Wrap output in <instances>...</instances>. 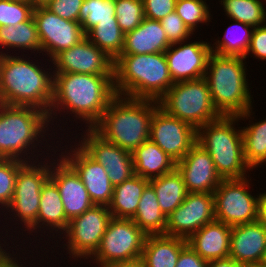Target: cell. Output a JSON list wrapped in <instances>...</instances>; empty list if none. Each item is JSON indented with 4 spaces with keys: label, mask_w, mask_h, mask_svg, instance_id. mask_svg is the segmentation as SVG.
Here are the masks:
<instances>
[{
    "label": "cell",
    "mask_w": 266,
    "mask_h": 267,
    "mask_svg": "<svg viewBox=\"0 0 266 267\" xmlns=\"http://www.w3.org/2000/svg\"><path fill=\"white\" fill-rule=\"evenodd\" d=\"M86 129L78 144L104 167L113 186L121 184L135 175L131 152L104 140L92 128Z\"/></svg>",
    "instance_id": "obj_16"
},
{
    "label": "cell",
    "mask_w": 266,
    "mask_h": 267,
    "mask_svg": "<svg viewBox=\"0 0 266 267\" xmlns=\"http://www.w3.org/2000/svg\"><path fill=\"white\" fill-rule=\"evenodd\" d=\"M115 17V0H84L78 22L86 34L99 22L112 21Z\"/></svg>",
    "instance_id": "obj_36"
},
{
    "label": "cell",
    "mask_w": 266,
    "mask_h": 267,
    "mask_svg": "<svg viewBox=\"0 0 266 267\" xmlns=\"http://www.w3.org/2000/svg\"><path fill=\"white\" fill-rule=\"evenodd\" d=\"M207 267H247V266L240 264L236 262L234 259H231L229 257L225 259L209 261Z\"/></svg>",
    "instance_id": "obj_48"
},
{
    "label": "cell",
    "mask_w": 266,
    "mask_h": 267,
    "mask_svg": "<svg viewBox=\"0 0 266 267\" xmlns=\"http://www.w3.org/2000/svg\"><path fill=\"white\" fill-rule=\"evenodd\" d=\"M3 52L0 51V103L34 107L48 114L54 73L44 70L38 62H31L30 57L27 60L24 54L21 57Z\"/></svg>",
    "instance_id": "obj_2"
},
{
    "label": "cell",
    "mask_w": 266,
    "mask_h": 267,
    "mask_svg": "<svg viewBox=\"0 0 266 267\" xmlns=\"http://www.w3.org/2000/svg\"><path fill=\"white\" fill-rule=\"evenodd\" d=\"M160 23L170 44L189 40L191 34H194L175 11L161 19Z\"/></svg>",
    "instance_id": "obj_41"
},
{
    "label": "cell",
    "mask_w": 266,
    "mask_h": 267,
    "mask_svg": "<svg viewBox=\"0 0 266 267\" xmlns=\"http://www.w3.org/2000/svg\"><path fill=\"white\" fill-rule=\"evenodd\" d=\"M188 192L214 193L223 180L210 154L198 143L176 163Z\"/></svg>",
    "instance_id": "obj_21"
},
{
    "label": "cell",
    "mask_w": 266,
    "mask_h": 267,
    "mask_svg": "<svg viewBox=\"0 0 266 267\" xmlns=\"http://www.w3.org/2000/svg\"><path fill=\"white\" fill-rule=\"evenodd\" d=\"M84 0H49L44 6L61 18L78 22Z\"/></svg>",
    "instance_id": "obj_42"
},
{
    "label": "cell",
    "mask_w": 266,
    "mask_h": 267,
    "mask_svg": "<svg viewBox=\"0 0 266 267\" xmlns=\"http://www.w3.org/2000/svg\"><path fill=\"white\" fill-rule=\"evenodd\" d=\"M209 9L205 0H177L175 5V12L192 33L195 32L199 23L207 24L211 21Z\"/></svg>",
    "instance_id": "obj_37"
},
{
    "label": "cell",
    "mask_w": 266,
    "mask_h": 267,
    "mask_svg": "<svg viewBox=\"0 0 266 267\" xmlns=\"http://www.w3.org/2000/svg\"><path fill=\"white\" fill-rule=\"evenodd\" d=\"M168 115L199 127L222 116L215 108L206 79L175 82L158 101Z\"/></svg>",
    "instance_id": "obj_8"
},
{
    "label": "cell",
    "mask_w": 266,
    "mask_h": 267,
    "mask_svg": "<svg viewBox=\"0 0 266 267\" xmlns=\"http://www.w3.org/2000/svg\"><path fill=\"white\" fill-rule=\"evenodd\" d=\"M254 55L255 58L266 60V24L253 28L250 46L247 55Z\"/></svg>",
    "instance_id": "obj_44"
},
{
    "label": "cell",
    "mask_w": 266,
    "mask_h": 267,
    "mask_svg": "<svg viewBox=\"0 0 266 267\" xmlns=\"http://www.w3.org/2000/svg\"><path fill=\"white\" fill-rule=\"evenodd\" d=\"M0 46L8 49L33 50V53H42L40 40L38 37L36 23L33 16L25 21L17 23L15 26L0 27ZM40 51V52H39Z\"/></svg>",
    "instance_id": "obj_31"
},
{
    "label": "cell",
    "mask_w": 266,
    "mask_h": 267,
    "mask_svg": "<svg viewBox=\"0 0 266 267\" xmlns=\"http://www.w3.org/2000/svg\"><path fill=\"white\" fill-rule=\"evenodd\" d=\"M6 250L9 249L6 248L0 253V267H25L23 264H21L22 262H18V258L15 257V254L13 255L10 253V251Z\"/></svg>",
    "instance_id": "obj_46"
},
{
    "label": "cell",
    "mask_w": 266,
    "mask_h": 267,
    "mask_svg": "<svg viewBox=\"0 0 266 267\" xmlns=\"http://www.w3.org/2000/svg\"><path fill=\"white\" fill-rule=\"evenodd\" d=\"M266 249V228L258 221L232 226L229 257L247 267L259 266Z\"/></svg>",
    "instance_id": "obj_22"
},
{
    "label": "cell",
    "mask_w": 266,
    "mask_h": 267,
    "mask_svg": "<svg viewBox=\"0 0 266 267\" xmlns=\"http://www.w3.org/2000/svg\"><path fill=\"white\" fill-rule=\"evenodd\" d=\"M232 227L214 220L193 233L187 244L204 260L229 258Z\"/></svg>",
    "instance_id": "obj_23"
},
{
    "label": "cell",
    "mask_w": 266,
    "mask_h": 267,
    "mask_svg": "<svg viewBox=\"0 0 266 267\" xmlns=\"http://www.w3.org/2000/svg\"><path fill=\"white\" fill-rule=\"evenodd\" d=\"M164 53L174 83L196 80L205 76L211 44L203 40L189 43L183 41L171 44Z\"/></svg>",
    "instance_id": "obj_19"
},
{
    "label": "cell",
    "mask_w": 266,
    "mask_h": 267,
    "mask_svg": "<svg viewBox=\"0 0 266 267\" xmlns=\"http://www.w3.org/2000/svg\"><path fill=\"white\" fill-rule=\"evenodd\" d=\"M112 218L108 206L94 205L81 215L74 217L62 233L67 240L64 248L71 258L89 259L98 249L107 225ZM78 258V259H77Z\"/></svg>",
    "instance_id": "obj_11"
},
{
    "label": "cell",
    "mask_w": 266,
    "mask_h": 267,
    "mask_svg": "<svg viewBox=\"0 0 266 267\" xmlns=\"http://www.w3.org/2000/svg\"><path fill=\"white\" fill-rule=\"evenodd\" d=\"M143 261L141 258L131 261L112 262L100 267H143Z\"/></svg>",
    "instance_id": "obj_49"
},
{
    "label": "cell",
    "mask_w": 266,
    "mask_h": 267,
    "mask_svg": "<svg viewBox=\"0 0 266 267\" xmlns=\"http://www.w3.org/2000/svg\"><path fill=\"white\" fill-rule=\"evenodd\" d=\"M239 116H220L197 129V143L211 156L222 179H242L251 170L245 162ZM248 170V171H247Z\"/></svg>",
    "instance_id": "obj_7"
},
{
    "label": "cell",
    "mask_w": 266,
    "mask_h": 267,
    "mask_svg": "<svg viewBox=\"0 0 266 267\" xmlns=\"http://www.w3.org/2000/svg\"><path fill=\"white\" fill-rule=\"evenodd\" d=\"M230 20H236L253 28L266 24V8L262 0H220Z\"/></svg>",
    "instance_id": "obj_35"
},
{
    "label": "cell",
    "mask_w": 266,
    "mask_h": 267,
    "mask_svg": "<svg viewBox=\"0 0 266 267\" xmlns=\"http://www.w3.org/2000/svg\"><path fill=\"white\" fill-rule=\"evenodd\" d=\"M146 234L132 219L112 217L96 252L90 257L99 267L142 257Z\"/></svg>",
    "instance_id": "obj_10"
},
{
    "label": "cell",
    "mask_w": 266,
    "mask_h": 267,
    "mask_svg": "<svg viewBox=\"0 0 266 267\" xmlns=\"http://www.w3.org/2000/svg\"><path fill=\"white\" fill-rule=\"evenodd\" d=\"M244 59L211 52L204 76L216 110L223 116H239L243 121L253 119L250 115L254 113Z\"/></svg>",
    "instance_id": "obj_3"
},
{
    "label": "cell",
    "mask_w": 266,
    "mask_h": 267,
    "mask_svg": "<svg viewBox=\"0 0 266 267\" xmlns=\"http://www.w3.org/2000/svg\"><path fill=\"white\" fill-rule=\"evenodd\" d=\"M49 0H30L34 6L45 5Z\"/></svg>",
    "instance_id": "obj_50"
},
{
    "label": "cell",
    "mask_w": 266,
    "mask_h": 267,
    "mask_svg": "<svg viewBox=\"0 0 266 267\" xmlns=\"http://www.w3.org/2000/svg\"><path fill=\"white\" fill-rule=\"evenodd\" d=\"M131 154L134 174L148 180L160 177L176 168V162L150 139Z\"/></svg>",
    "instance_id": "obj_27"
},
{
    "label": "cell",
    "mask_w": 266,
    "mask_h": 267,
    "mask_svg": "<svg viewBox=\"0 0 266 267\" xmlns=\"http://www.w3.org/2000/svg\"><path fill=\"white\" fill-rule=\"evenodd\" d=\"M149 180L139 175L114 186L113 197L109 207L112 217L132 219L137 211L138 203Z\"/></svg>",
    "instance_id": "obj_28"
},
{
    "label": "cell",
    "mask_w": 266,
    "mask_h": 267,
    "mask_svg": "<svg viewBox=\"0 0 266 267\" xmlns=\"http://www.w3.org/2000/svg\"><path fill=\"white\" fill-rule=\"evenodd\" d=\"M177 0H143L144 17L160 21L175 11Z\"/></svg>",
    "instance_id": "obj_43"
},
{
    "label": "cell",
    "mask_w": 266,
    "mask_h": 267,
    "mask_svg": "<svg viewBox=\"0 0 266 267\" xmlns=\"http://www.w3.org/2000/svg\"><path fill=\"white\" fill-rule=\"evenodd\" d=\"M187 239L164 234L147 235L142 252L144 267H176Z\"/></svg>",
    "instance_id": "obj_26"
},
{
    "label": "cell",
    "mask_w": 266,
    "mask_h": 267,
    "mask_svg": "<svg viewBox=\"0 0 266 267\" xmlns=\"http://www.w3.org/2000/svg\"><path fill=\"white\" fill-rule=\"evenodd\" d=\"M24 163L22 160L0 158V210H5L11 203L18 170Z\"/></svg>",
    "instance_id": "obj_39"
},
{
    "label": "cell",
    "mask_w": 266,
    "mask_h": 267,
    "mask_svg": "<svg viewBox=\"0 0 266 267\" xmlns=\"http://www.w3.org/2000/svg\"><path fill=\"white\" fill-rule=\"evenodd\" d=\"M208 261L202 259L188 244L180 251L176 267H207Z\"/></svg>",
    "instance_id": "obj_45"
},
{
    "label": "cell",
    "mask_w": 266,
    "mask_h": 267,
    "mask_svg": "<svg viewBox=\"0 0 266 267\" xmlns=\"http://www.w3.org/2000/svg\"><path fill=\"white\" fill-rule=\"evenodd\" d=\"M157 101L116 95L92 129L104 140L133 152L149 139Z\"/></svg>",
    "instance_id": "obj_4"
},
{
    "label": "cell",
    "mask_w": 266,
    "mask_h": 267,
    "mask_svg": "<svg viewBox=\"0 0 266 267\" xmlns=\"http://www.w3.org/2000/svg\"><path fill=\"white\" fill-rule=\"evenodd\" d=\"M132 220L146 235H165L167 217L161 211L155 191L150 184L144 189Z\"/></svg>",
    "instance_id": "obj_30"
},
{
    "label": "cell",
    "mask_w": 266,
    "mask_h": 267,
    "mask_svg": "<svg viewBox=\"0 0 266 267\" xmlns=\"http://www.w3.org/2000/svg\"><path fill=\"white\" fill-rule=\"evenodd\" d=\"M149 139L177 163L197 143V129L158 107L151 120Z\"/></svg>",
    "instance_id": "obj_14"
},
{
    "label": "cell",
    "mask_w": 266,
    "mask_h": 267,
    "mask_svg": "<svg viewBox=\"0 0 266 267\" xmlns=\"http://www.w3.org/2000/svg\"><path fill=\"white\" fill-rule=\"evenodd\" d=\"M72 150L61 152L60 156L76 171L82 180L94 205L109 206L113 188L108 174L79 144ZM65 153V155H64ZM63 154V155H62ZM67 154V155H66Z\"/></svg>",
    "instance_id": "obj_18"
},
{
    "label": "cell",
    "mask_w": 266,
    "mask_h": 267,
    "mask_svg": "<svg viewBox=\"0 0 266 267\" xmlns=\"http://www.w3.org/2000/svg\"><path fill=\"white\" fill-rule=\"evenodd\" d=\"M39 155L36 156V162H25L18 170L16 177L15 188L11 203L6 208V211L18 219L26 232L37 220L41 188L50 178V163L49 158L44 161H39ZM49 160V162L47 161ZM38 162V164H36ZM43 162V163H42ZM47 162V163H45Z\"/></svg>",
    "instance_id": "obj_9"
},
{
    "label": "cell",
    "mask_w": 266,
    "mask_h": 267,
    "mask_svg": "<svg viewBox=\"0 0 266 267\" xmlns=\"http://www.w3.org/2000/svg\"><path fill=\"white\" fill-rule=\"evenodd\" d=\"M50 124L48 114L40 109L0 103V158L36 161L33 154L36 150L42 152L37 146L42 145L41 140L47 143L45 135Z\"/></svg>",
    "instance_id": "obj_6"
},
{
    "label": "cell",
    "mask_w": 266,
    "mask_h": 267,
    "mask_svg": "<svg viewBox=\"0 0 266 267\" xmlns=\"http://www.w3.org/2000/svg\"><path fill=\"white\" fill-rule=\"evenodd\" d=\"M35 6L20 0H0V27L15 26L33 16Z\"/></svg>",
    "instance_id": "obj_40"
},
{
    "label": "cell",
    "mask_w": 266,
    "mask_h": 267,
    "mask_svg": "<svg viewBox=\"0 0 266 267\" xmlns=\"http://www.w3.org/2000/svg\"><path fill=\"white\" fill-rule=\"evenodd\" d=\"M232 21L235 24H231L226 29L221 40L218 39L214 42L215 45L211 46V52L219 55L245 57L250 46L253 27L236 20ZM239 30L240 33H237ZM235 33L240 36L235 35Z\"/></svg>",
    "instance_id": "obj_33"
},
{
    "label": "cell",
    "mask_w": 266,
    "mask_h": 267,
    "mask_svg": "<svg viewBox=\"0 0 266 267\" xmlns=\"http://www.w3.org/2000/svg\"><path fill=\"white\" fill-rule=\"evenodd\" d=\"M170 46L160 21L144 18L137 28L124 34L121 54H155Z\"/></svg>",
    "instance_id": "obj_25"
},
{
    "label": "cell",
    "mask_w": 266,
    "mask_h": 267,
    "mask_svg": "<svg viewBox=\"0 0 266 267\" xmlns=\"http://www.w3.org/2000/svg\"><path fill=\"white\" fill-rule=\"evenodd\" d=\"M69 220L65 216L63 202L57 186L48 179L41 188L40 206L36 222L27 230L28 234L32 232L50 230L49 232L61 234L66 230ZM43 228V230H41ZM36 229V230H35ZM38 229V230H37ZM38 231V232H37ZM55 231V232H53Z\"/></svg>",
    "instance_id": "obj_24"
},
{
    "label": "cell",
    "mask_w": 266,
    "mask_h": 267,
    "mask_svg": "<svg viewBox=\"0 0 266 267\" xmlns=\"http://www.w3.org/2000/svg\"><path fill=\"white\" fill-rule=\"evenodd\" d=\"M259 266L260 267H266V249H265L264 256H263L262 261H261Z\"/></svg>",
    "instance_id": "obj_51"
},
{
    "label": "cell",
    "mask_w": 266,
    "mask_h": 267,
    "mask_svg": "<svg viewBox=\"0 0 266 267\" xmlns=\"http://www.w3.org/2000/svg\"><path fill=\"white\" fill-rule=\"evenodd\" d=\"M116 95L114 75L54 73L49 121H52L53 126L54 119L58 116L57 111L58 114L66 112L65 115L71 112L76 120L79 119L87 124L86 127L92 128Z\"/></svg>",
    "instance_id": "obj_1"
},
{
    "label": "cell",
    "mask_w": 266,
    "mask_h": 267,
    "mask_svg": "<svg viewBox=\"0 0 266 267\" xmlns=\"http://www.w3.org/2000/svg\"><path fill=\"white\" fill-rule=\"evenodd\" d=\"M33 18L36 23L41 49L50 57L76 45L85 37L79 22L69 21L48 10L44 5L35 6Z\"/></svg>",
    "instance_id": "obj_13"
},
{
    "label": "cell",
    "mask_w": 266,
    "mask_h": 267,
    "mask_svg": "<svg viewBox=\"0 0 266 267\" xmlns=\"http://www.w3.org/2000/svg\"><path fill=\"white\" fill-rule=\"evenodd\" d=\"M53 73L114 75V60L85 36L52 60Z\"/></svg>",
    "instance_id": "obj_17"
},
{
    "label": "cell",
    "mask_w": 266,
    "mask_h": 267,
    "mask_svg": "<svg viewBox=\"0 0 266 267\" xmlns=\"http://www.w3.org/2000/svg\"><path fill=\"white\" fill-rule=\"evenodd\" d=\"M115 17L124 34L134 30L145 18L143 0H115Z\"/></svg>",
    "instance_id": "obj_38"
},
{
    "label": "cell",
    "mask_w": 266,
    "mask_h": 267,
    "mask_svg": "<svg viewBox=\"0 0 266 267\" xmlns=\"http://www.w3.org/2000/svg\"><path fill=\"white\" fill-rule=\"evenodd\" d=\"M50 161V180L57 186L65 216L70 221L94 206L76 171L60 156ZM52 162V163H51Z\"/></svg>",
    "instance_id": "obj_20"
},
{
    "label": "cell",
    "mask_w": 266,
    "mask_h": 267,
    "mask_svg": "<svg viewBox=\"0 0 266 267\" xmlns=\"http://www.w3.org/2000/svg\"><path fill=\"white\" fill-rule=\"evenodd\" d=\"M214 220L213 193L188 192L183 203L167 216L165 235L188 239Z\"/></svg>",
    "instance_id": "obj_15"
},
{
    "label": "cell",
    "mask_w": 266,
    "mask_h": 267,
    "mask_svg": "<svg viewBox=\"0 0 266 267\" xmlns=\"http://www.w3.org/2000/svg\"><path fill=\"white\" fill-rule=\"evenodd\" d=\"M149 184L153 187L160 209L166 217L183 203L188 194L183 177L177 168L149 180Z\"/></svg>",
    "instance_id": "obj_29"
},
{
    "label": "cell",
    "mask_w": 266,
    "mask_h": 267,
    "mask_svg": "<svg viewBox=\"0 0 266 267\" xmlns=\"http://www.w3.org/2000/svg\"><path fill=\"white\" fill-rule=\"evenodd\" d=\"M245 162L253 170L266 163V118L241 127Z\"/></svg>",
    "instance_id": "obj_34"
},
{
    "label": "cell",
    "mask_w": 266,
    "mask_h": 267,
    "mask_svg": "<svg viewBox=\"0 0 266 267\" xmlns=\"http://www.w3.org/2000/svg\"><path fill=\"white\" fill-rule=\"evenodd\" d=\"M249 185L247 177L221 181L213 193L217 221L231 227L257 221L259 195L252 196Z\"/></svg>",
    "instance_id": "obj_12"
},
{
    "label": "cell",
    "mask_w": 266,
    "mask_h": 267,
    "mask_svg": "<svg viewBox=\"0 0 266 267\" xmlns=\"http://www.w3.org/2000/svg\"><path fill=\"white\" fill-rule=\"evenodd\" d=\"M85 36L91 43L103 50L113 60H115L122 52L124 33L119 27L116 19L99 22L90 29Z\"/></svg>",
    "instance_id": "obj_32"
},
{
    "label": "cell",
    "mask_w": 266,
    "mask_h": 267,
    "mask_svg": "<svg viewBox=\"0 0 266 267\" xmlns=\"http://www.w3.org/2000/svg\"><path fill=\"white\" fill-rule=\"evenodd\" d=\"M257 221L266 228V192L259 193Z\"/></svg>",
    "instance_id": "obj_47"
},
{
    "label": "cell",
    "mask_w": 266,
    "mask_h": 267,
    "mask_svg": "<svg viewBox=\"0 0 266 267\" xmlns=\"http://www.w3.org/2000/svg\"><path fill=\"white\" fill-rule=\"evenodd\" d=\"M173 84L164 52L120 54L114 60L117 95L158 102Z\"/></svg>",
    "instance_id": "obj_5"
}]
</instances>
